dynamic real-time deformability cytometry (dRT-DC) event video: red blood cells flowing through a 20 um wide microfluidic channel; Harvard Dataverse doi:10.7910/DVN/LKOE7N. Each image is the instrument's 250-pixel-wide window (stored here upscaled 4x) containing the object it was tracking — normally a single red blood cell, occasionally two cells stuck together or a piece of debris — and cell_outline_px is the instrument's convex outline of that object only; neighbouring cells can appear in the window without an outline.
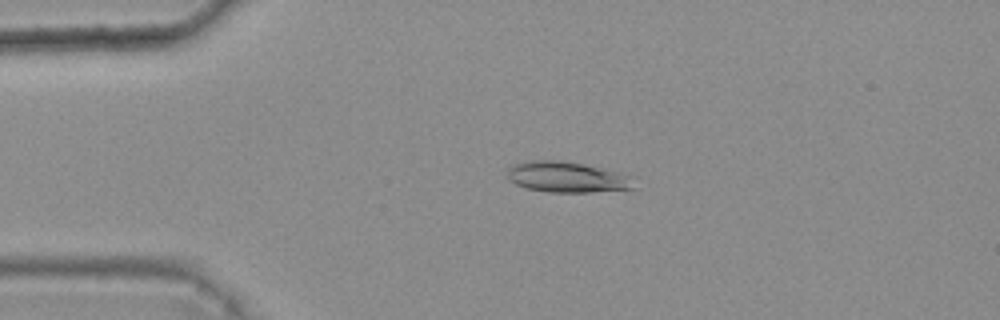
{"species": "common noctule bat (a hibernating species)", "species_latin": "Nyctalus noctula", "temperature_condition": "warm", "stored_images_in_passage": 5, "camera_frame_rate_fps": 3000, "um_per_image_px": 0.085, "animal": {"sex": "female", "body_mass_g": 25.1}, "frame": {"image": 1, "passage_image": 4, "time_ms": 1.0, "image_size_px": [1000, 320], "cell_outline_px": [[632, 188], [592, 192], [548, 192], [528, 188], [516, 184], [508, 176], [508, 168], [516, 164], [532, 160], [556, 160], [584, 164], [628, 172], [632, 176]], "centroid_in_image_um": [48.27, 15.04], "position_along_channel_um": 36.7, "area_um2": 22.66}}